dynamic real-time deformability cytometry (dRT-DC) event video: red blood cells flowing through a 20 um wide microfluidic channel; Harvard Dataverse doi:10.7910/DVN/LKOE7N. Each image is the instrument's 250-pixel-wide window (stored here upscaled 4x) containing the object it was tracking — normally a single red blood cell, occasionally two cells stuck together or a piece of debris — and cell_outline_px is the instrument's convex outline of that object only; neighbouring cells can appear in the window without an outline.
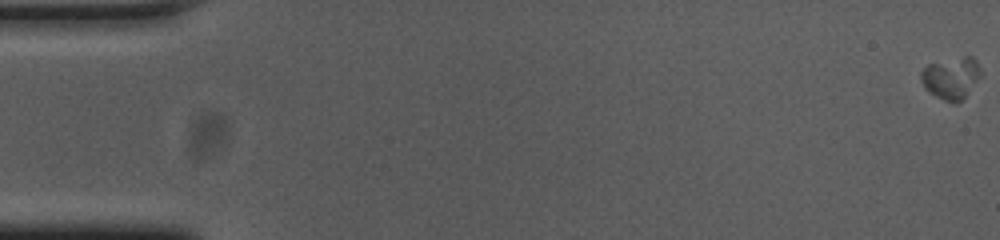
{"species": "common noctule bat (a hibernating species)", "species_latin": "Nyctalus noctula", "temperature_condition": "cold", "stored_images_in_passage": 60, "camera_frame_rate_fps": 3000, "um_per_image_px": 0.085, "animal": {"sex": "female", "body_mass_g": 23.0, "forearm_length_mm": 53.4}, "frame": {"image": 1, "passage_image": 1, "time_ms": 0.0, "image_size_px": [1000, 240], "cell_outline_px": [[980, 76], [964, 96], [960, 100], [944, 100], [928, 92], [924, 88], [920, 80], [920, 72], [928, 64], [964, 56], [972, 56], [976, 60], [980, 72]], "centroid_in_image_um": [80.79, 6.59], "position_along_channel_um": 4.2, "area_um2": 14.1}}
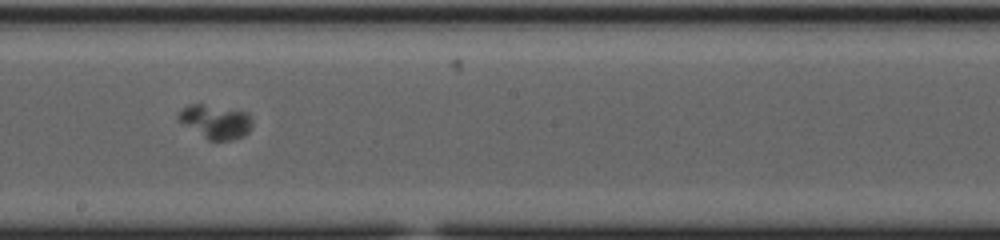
{"frame": {"image": 2, "passage_image": 34, "time_ms": 11.0, "image_size_px": [1000, 240], "cell_outline_px": [[252, 124], [248, 132], [244, 136], [232, 140], [208, 140], [180, 120], [176, 116], [188, 104], [200, 104], [248, 112], [252, 120]], "centroid_in_image_um": [18.37, 10.34], "position_along_channel_um": 229.8, "area_um2": 14.16}}
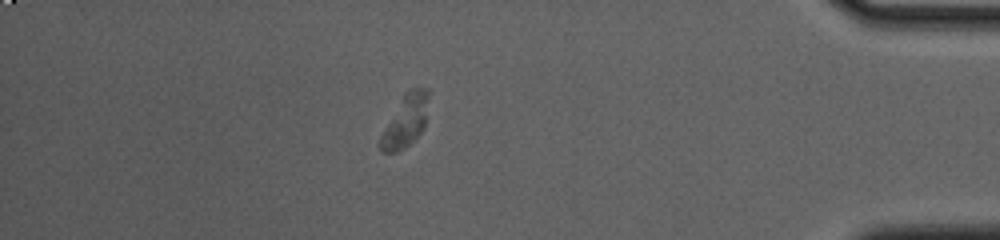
{"frame": {"image": 3, "passage_image": 52, "time_ms": 17.0, "image_size_px": [1000, 240], "cell_outline_px": [[428, 96], [424, 124], [420, 132], [404, 148], [396, 152], [384, 152], [376, 144], [384, 128], [404, 92], [408, 88], [428, 88]], "centroid_in_image_um": [34.41, 10.26], "position_along_channel_um": 400.8, "area_um2": 14.39}}